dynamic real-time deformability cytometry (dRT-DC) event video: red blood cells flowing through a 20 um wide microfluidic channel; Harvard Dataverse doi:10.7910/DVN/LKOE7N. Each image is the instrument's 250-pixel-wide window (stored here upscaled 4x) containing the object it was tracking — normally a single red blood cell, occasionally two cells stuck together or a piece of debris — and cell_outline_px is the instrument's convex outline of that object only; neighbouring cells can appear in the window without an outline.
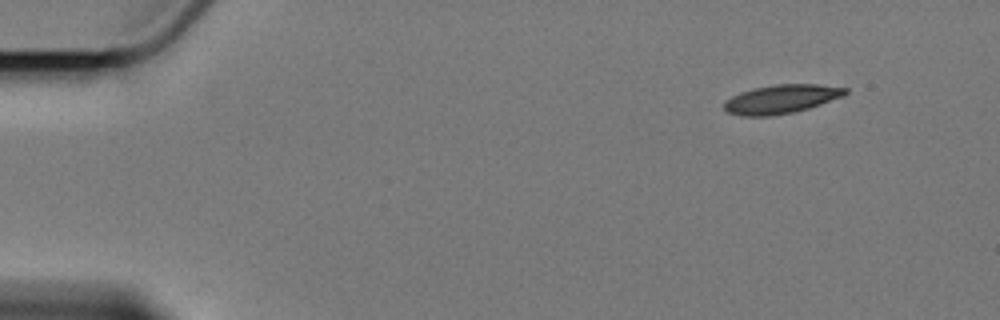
{"species": "Egyptian fruit bat (a non-hibernating species)", "species_latin": "Rousettus aegyptiacus", "temperature_condition": "cold", "stored_images_in_passage": 6, "camera_frame_rate_fps": 3000, "um_per_image_px": 0.085, "animal": {"sex": "female"}, "frame": {"image": 1, "passage_image": 1, "time_ms": 0.0, "image_size_px": [1000, 320], "cell_outline_px": [[848, 92], [844, 96], [796, 112], [768, 116], [740, 116], [728, 112], [724, 108], [724, 100], [740, 92], [752, 88], [776, 84], [816, 84], [848, 88]], "centroid_in_image_um": [66.39, 8.42], "position_along_channel_um": 18.6, "area_um2": 20.4}}
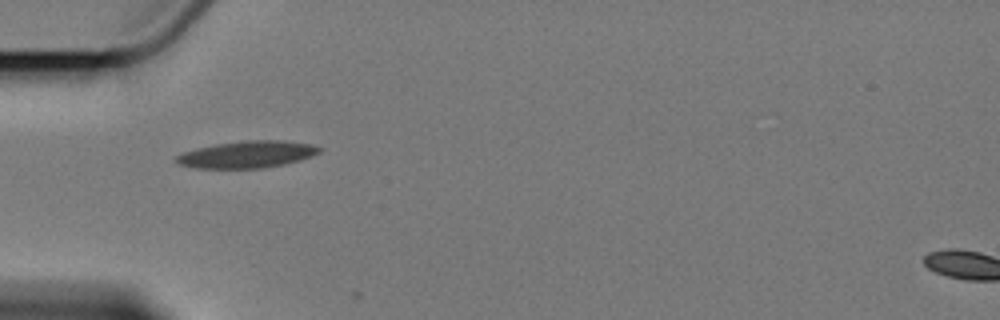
{"frame": {"image": 2, "passage_image": 4, "time_ms": 4.333, "image_size_px": [1000, 320], "cell_outline_px": [[320, 152], [300, 160], [284, 164], [264, 168], [192, 168], [176, 164], [172, 160], [176, 156], [184, 152], [196, 148], [216, 144], [244, 140], [284, 140], [312, 144], [320, 148]], "centroid_in_image_um": [20.95, 13.13], "position_along_channel_um": 64.1, "area_um2": 22.6}}
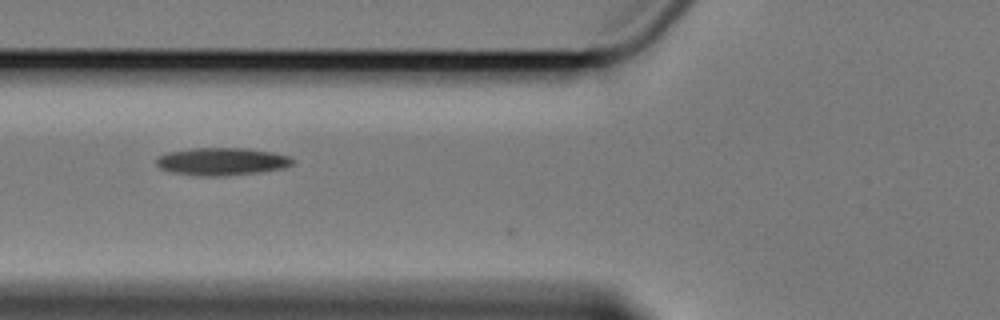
{"frame": {"image": 3, "passage_image": 5, "time_ms": 5.667, "image_size_px": [1000, 320], "cell_outline_px": [[296, 160], [292, 164], [284, 168], [260, 172], [220, 176], [204, 176], [172, 172], [160, 168], [156, 164], [156, 156], [168, 152], [192, 148], [248, 148], [272, 152], [288, 156]], "centroid_in_image_um": [18.85, 13.72], "position_along_channel_um": 106.9, "area_um2": 21.96}}